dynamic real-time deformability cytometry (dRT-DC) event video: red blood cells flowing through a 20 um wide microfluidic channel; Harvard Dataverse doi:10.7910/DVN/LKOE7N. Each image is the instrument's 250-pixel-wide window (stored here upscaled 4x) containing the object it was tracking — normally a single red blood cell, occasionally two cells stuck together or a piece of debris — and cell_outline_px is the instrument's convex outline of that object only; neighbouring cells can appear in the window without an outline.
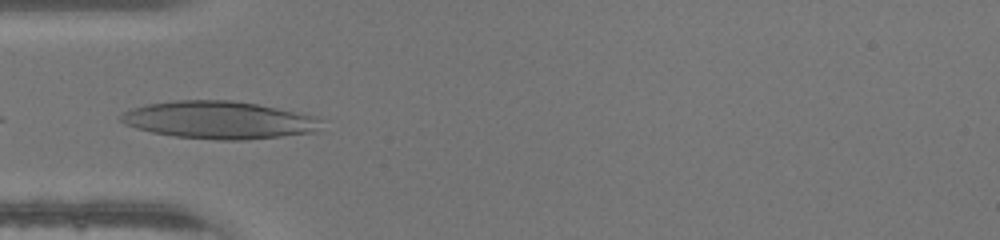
{"species": "human", "species_latin": "Homo sapiens", "temperature_condition": "warm", "stored_images_in_passage": 33, "camera_frame_rate_fps": 3000, "um_per_image_px": 0.085, "donor": {"sex": "male"}, "frame": {"image": 1, "passage_image": 1, "time_ms": 0.0, "image_size_px": [1000, 240], "cell_outline_px": [[320, 120], [316, 132], [244, 140], [220, 140], [176, 136], [152, 132], [136, 128], [124, 124], [120, 120], [120, 116], [124, 112], [132, 108], [148, 104], [176, 100], [232, 100], [256, 104], [316, 116]], "centroid_in_image_um": [18.58, 10.2], "position_along_channel_um": 66.4, "area_um2": 43.47}}
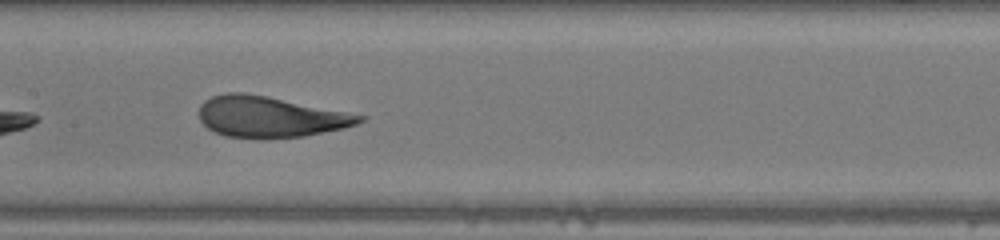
{"frame": {"image": 2, "passage_image": 9, "time_ms": 2.667, "image_size_px": [1000, 240], "cell_outline_px": [[368, 116], [364, 120], [356, 124], [344, 128], [304, 136], [224, 136], [208, 128], [200, 120], [200, 104], [204, 100], [212, 96], [224, 92], [244, 92], [268, 96]], "centroid_in_image_um": [22.96, 9.88], "position_along_channel_um": 184.4, "area_um2": 37.63}}
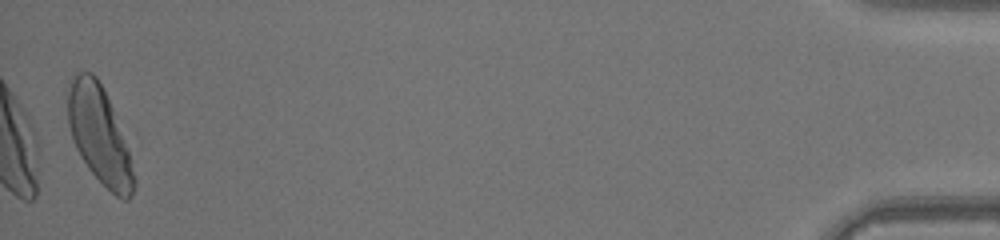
{"frame": {"image": 3, "passage_image": 32, "time_ms": 10.333, "image_size_px": [1000, 240], "cell_outline_px": [[136, 184], [128, 200], [120, 200], [88, 168], [80, 156], [72, 140], [68, 124], [68, 80], [76, 72], [92, 72], [96, 76], [112, 108], [128, 148], [136, 180]], "centroid_in_image_um": [8.43, 11.47], "position_along_channel_um": 426.8, "area_um2": 37.17}}